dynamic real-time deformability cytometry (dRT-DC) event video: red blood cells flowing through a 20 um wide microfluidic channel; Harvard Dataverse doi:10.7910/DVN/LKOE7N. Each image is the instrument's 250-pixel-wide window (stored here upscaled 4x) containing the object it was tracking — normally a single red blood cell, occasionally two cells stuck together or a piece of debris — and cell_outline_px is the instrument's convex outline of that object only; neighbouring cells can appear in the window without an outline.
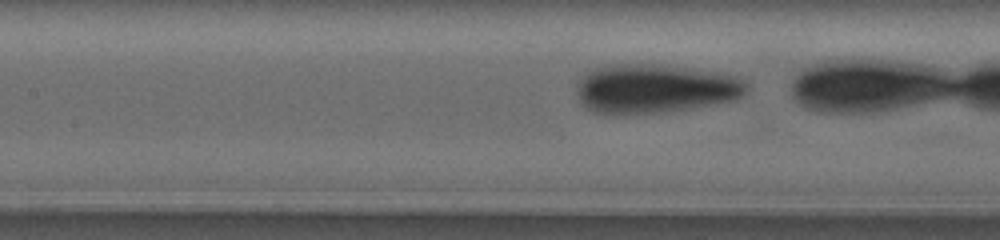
{"species": "human", "species_latin": "Homo sapiens", "temperature_condition": "warm", "stored_images_in_passage": 29, "camera_frame_rate_fps": 3000, "um_per_image_px": 0.085, "donor": {"sex": "female"}, "frame": {"image": 1, "passage_image": 17, "time_ms": 6.667, "image_size_px": [1000, 240], "cell_outline_px": [[748, 88], [736, 100], [688, 108], [660, 112], [620, 116], [592, 112], [580, 100], [576, 92], [576, 84], [588, 72], [604, 64], [660, 64], [728, 72], [744, 80], [748, 84]], "centroid_in_image_um": [55.68, 7.52], "position_along_channel_um": 151.7, "area_um2": 49.36}}
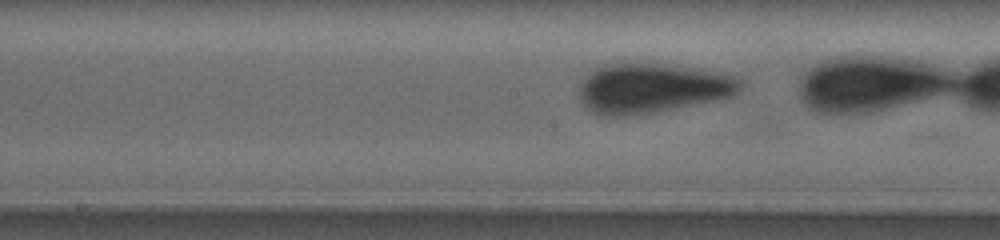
{"frame": {"image": 2, "passage_image": 22, "time_ms": 8.333, "image_size_px": [1000, 240], "cell_outline_px": [[744, 84], [732, 96], [720, 100], [624, 116], [600, 116], [592, 112], [580, 100], [580, 84], [588, 72], [600, 64], [616, 60], [628, 60], [700, 68], [728, 72], [740, 76]], "centroid_in_image_um": [55.44, 7.42], "position_along_channel_um": 192.8, "area_um2": 48.15}}